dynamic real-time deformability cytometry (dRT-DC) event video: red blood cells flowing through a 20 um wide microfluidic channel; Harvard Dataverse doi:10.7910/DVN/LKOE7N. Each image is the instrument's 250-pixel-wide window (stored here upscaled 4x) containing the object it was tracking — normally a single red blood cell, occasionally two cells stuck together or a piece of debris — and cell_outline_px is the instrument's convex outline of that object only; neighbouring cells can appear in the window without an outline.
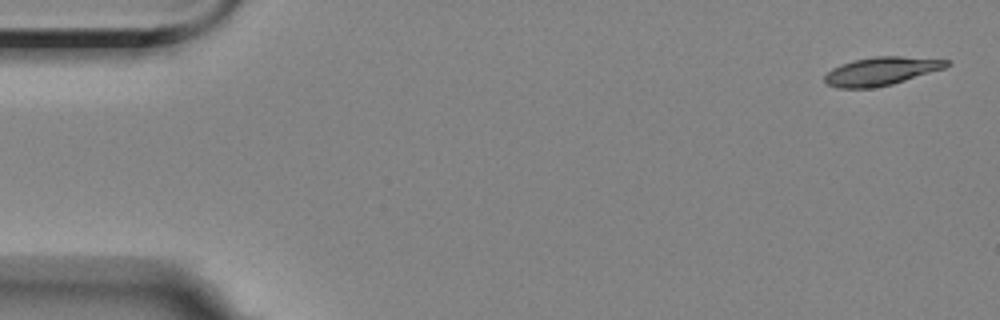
{"species": "Egyptian fruit bat (a non-hibernating species)", "species_latin": "Rousettus aegyptiacus", "temperature_condition": "room temperature", "stored_images_in_passage": 4, "camera_frame_rate_fps": 3000, "um_per_image_px": 0.085, "animal": {"sex": "female"}, "frame": {"image": 1, "passage_image": 1, "time_ms": 0.0, "image_size_px": [1000, 320], "cell_outline_px": [[952, 64], [944, 68], [892, 84], [872, 88], [836, 88], [828, 84], [824, 80], [824, 76], [832, 68], [840, 64], [852, 60], [876, 56], [900, 56], [952, 60]], "centroid_in_image_um": [74.9, 6.04], "position_along_channel_um": 10.1, "area_um2": 20.11}}
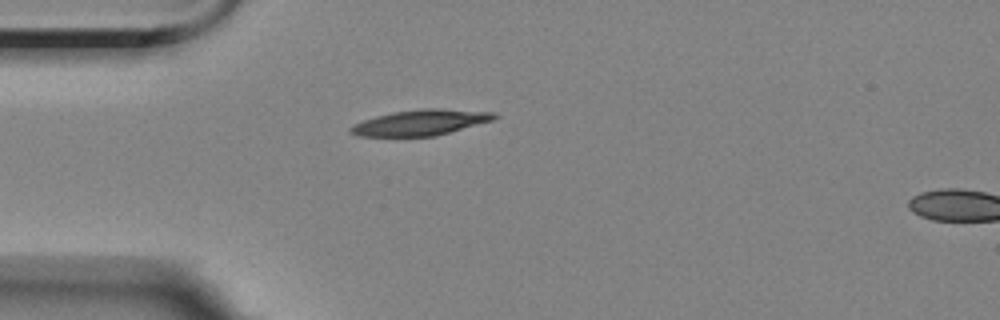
{"frame": {"image": 2, "passage_image": 3, "time_ms": 4.333, "image_size_px": [1000, 320], "cell_outline_px": [[500, 116], [492, 120], [436, 136], [356, 136], [348, 132], [348, 128], [352, 124], [376, 116], [392, 112], [420, 108], [440, 108], [496, 112]], "centroid_in_image_um": [35.73, 10.4], "position_along_channel_um": 49.3, "area_um2": 21.68}}